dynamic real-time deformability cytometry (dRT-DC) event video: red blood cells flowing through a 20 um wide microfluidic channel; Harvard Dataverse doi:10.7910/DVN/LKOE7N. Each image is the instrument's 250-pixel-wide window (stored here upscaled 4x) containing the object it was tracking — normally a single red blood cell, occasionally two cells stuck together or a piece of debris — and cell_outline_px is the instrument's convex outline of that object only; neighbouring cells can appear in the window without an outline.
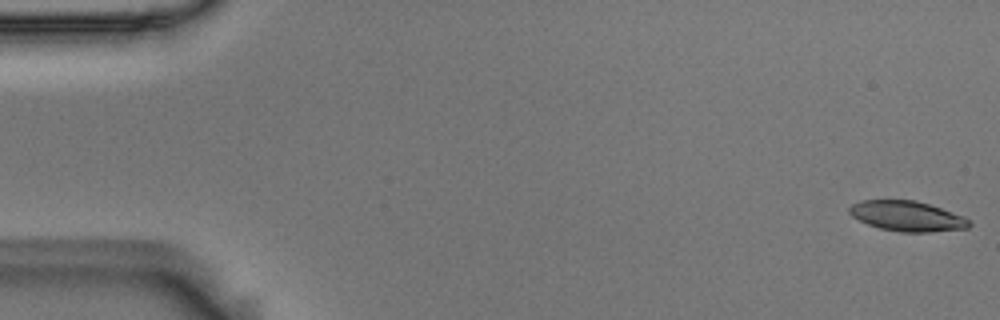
{"species": "Egyptian fruit bat (a non-hibernating species)", "species_latin": "Rousettus aegyptiacus", "temperature_condition": "room temperature", "stored_images_in_passage": 55, "camera_frame_rate_fps": 3000, "um_per_image_px": 0.085, "animal": {"sex": "male"}, "frame": {"image": 1, "passage_image": 1, "time_ms": 0.0, "image_size_px": [1000, 320], "cell_outline_px": [[972, 224], [968, 228], [928, 232], [900, 232], [880, 228], [868, 224], [852, 216], [848, 212], [848, 208], [852, 204], [860, 200], [916, 200], [964, 216]], "centroid_in_image_um": [77.09, 18.37], "position_along_channel_um": 7.9, "area_um2": 20.98}}
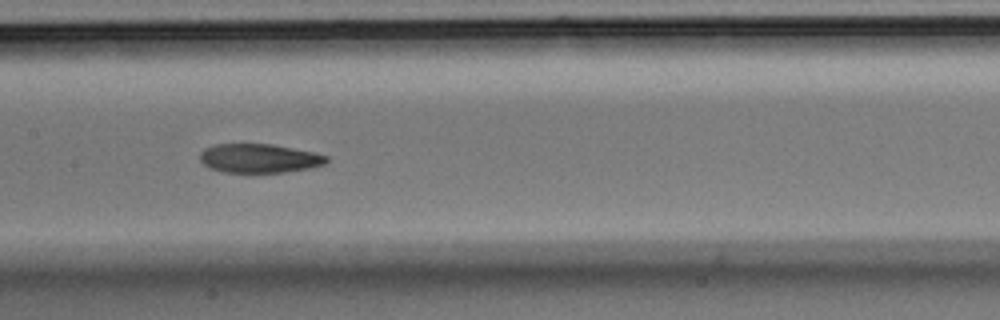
{"frame": {"image": 2, "passage_image": 27, "time_ms": 8.667, "image_size_px": [1000, 320], "cell_outline_px": [[328, 160], [324, 164], [308, 168], [284, 172], [224, 172], [208, 168], [200, 160], [200, 152], [204, 148], [216, 144], [272, 144], [312, 152], [328, 156]], "centroid_in_image_um": [21.99, 13.45], "position_along_channel_um": 185.4, "area_um2": 21.21}}
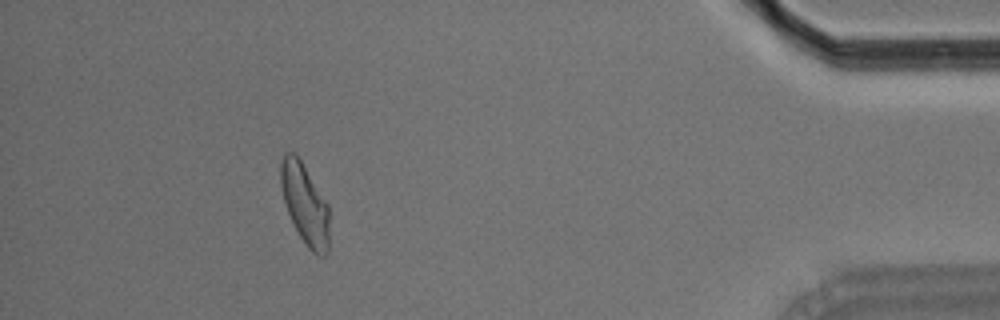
{"frame": {"image": 3, "passage_image": 50, "time_ms": 16.333, "image_size_px": [1000, 320], "cell_outline_px": [[328, 252], [324, 256], [316, 256], [308, 248], [300, 236], [288, 212], [284, 200], [280, 184], [280, 164], [284, 152], [296, 152], [328, 204]], "centroid_in_image_um": [25.91, 17.31], "position_along_channel_um": 409.3, "area_um2": 22.72}, "authors_computed_cell_mechanics": {"area_um2": 22.542, "velocity_mm_per_s": 3.6404, "shape_relaxation_time_tau1_ms": 6.3107, "shape_relaxation_time_tau2_ms": 3.3252, "deformation_change_tau1": 0.1803, "deformation_change_tau2": 0.0867}}